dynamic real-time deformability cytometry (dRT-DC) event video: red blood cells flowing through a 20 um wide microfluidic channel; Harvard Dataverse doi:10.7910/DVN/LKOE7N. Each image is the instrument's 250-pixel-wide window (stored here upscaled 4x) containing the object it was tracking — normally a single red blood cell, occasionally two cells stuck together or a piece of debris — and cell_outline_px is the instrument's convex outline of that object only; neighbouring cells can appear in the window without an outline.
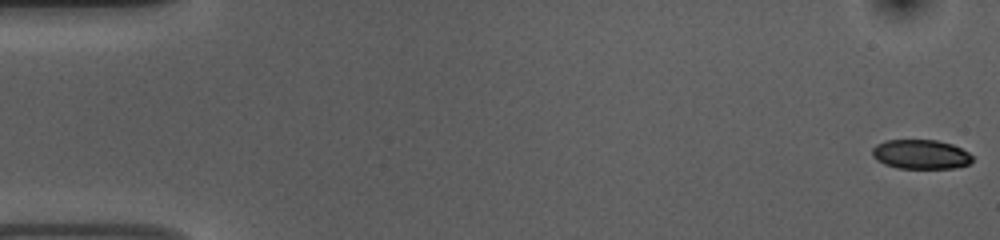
{"species": "common noctule bat (a hibernating species)", "species_latin": "Nyctalus noctula", "temperature_condition": "room temperature", "stored_images_in_passage": 54, "camera_frame_rate_fps": 3000, "um_per_image_px": 0.085, "animal": {"sex": "female", "body_mass_g": 10.0, "forearm_length_mm": 53.1}, "frame": {"image": 1, "passage_image": 1, "time_ms": 0.0, "image_size_px": [1000, 240], "cell_outline_px": [[972, 160], [968, 164], [952, 168], [896, 168], [884, 164], [876, 160], [872, 156], [872, 148], [876, 144], [884, 140], [936, 140], [952, 144], [968, 152], [972, 156]], "centroid_in_image_um": [78.21, 13.11], "position_along_channel_um": 6.8, "area_um2": 17.17}}
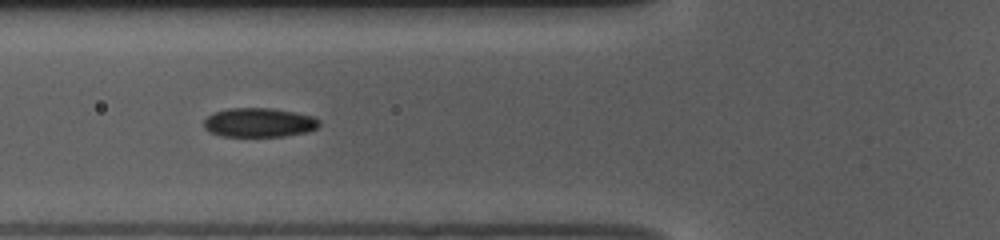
{"frame": {"image": 2, "passage_image": 20, "time_ms": 6.333, "image_size_px": [1000, 240], "cell_outline_px": [[320, 124], [316, 128], [308, 132], [284, 136], [220, 136], [208, 132], [204, 128], [204, 120], [212, 112], [228, 108], [272, 108], [312, 116], [320, 120]], "centroid_in_image_um": [21.98, 10.42], "position_along_channel_um": 103.8, "area_um2": 19.71}}
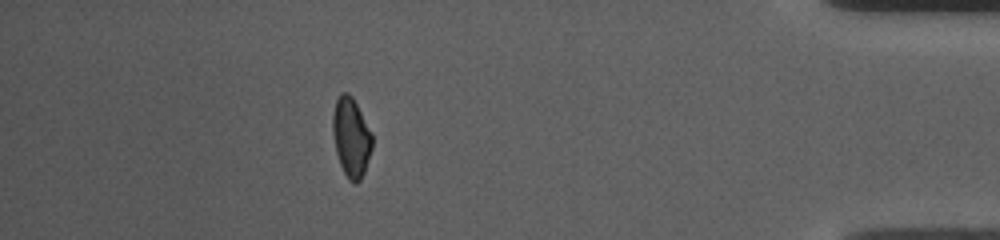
{"frame": {"image": 3, "passage_image": 48, "time_ms": 15.667, "image_size_px": [1000, 240], "cell_outline_px": [[372, 148], [364, 172], [360, 180], [356, 184], [352, 184], [348, 180], [340, 164], [336, 152], [332, 132], [332, 116], [336, 100], [340, 92], [348, 92], [352, 96], [372, 132]], "centroid_in_image_um": [29.84, 11.67], "position_along_channel_um": 405.4, "area_um2": 18.38}, "authors_computed_cell_mechanics": {"area_um2": 18.7561, "velocity_mm_per_s": 3.7404, "shape_relaxation_time_tau1_ms": 6.029, "shape_relaxation_time_tau2_ms": 3.2356, "deformation_change_tau1": 0.1302, "deformation_change_tau2": 0.0725}}